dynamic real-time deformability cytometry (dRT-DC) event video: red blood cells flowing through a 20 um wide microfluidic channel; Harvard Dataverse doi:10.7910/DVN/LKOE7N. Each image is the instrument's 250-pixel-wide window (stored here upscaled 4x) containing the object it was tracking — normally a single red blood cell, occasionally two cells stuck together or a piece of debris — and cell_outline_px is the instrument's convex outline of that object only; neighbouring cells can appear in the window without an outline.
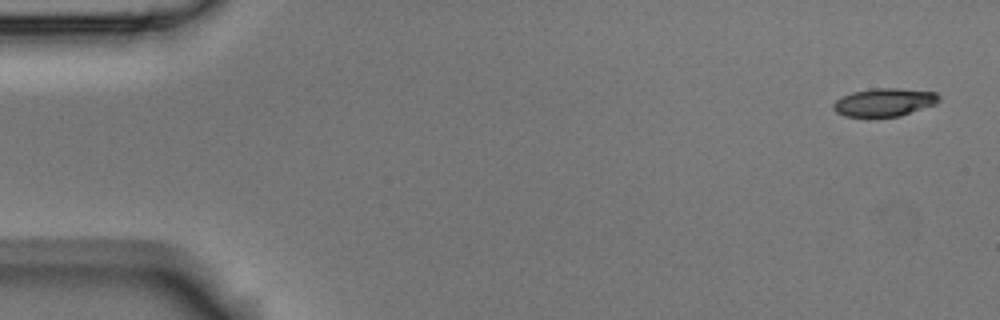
{"species": "Egyptian fruit bat (a non-hibernating species)", "species_latin": "Rousettus aegyptiacus", "temperature_condition": "room temperature", "stored_images_in_passage": 5, "camera_frame_rate_fps": 3000, "um_per_image_px": 0.085, "animal": {"sex": "male"}, "frame": {"image": 1, "passage_image": 1, "time_ms": 0.0, "image_size_px": [1000, 320], "cell_outline_px": [[940, 100], [936, 104], [900, 116], [844, 116], [836, 112], [832, 108], [832, 104], [836, 100], [852, 92], [872, 88], [900, 88], [936, 92], [940, 96]], "centroid_in_image_um": [75.18, 8.68], "position_along_channel_um": 9.8, "area_um2": 17.28}}
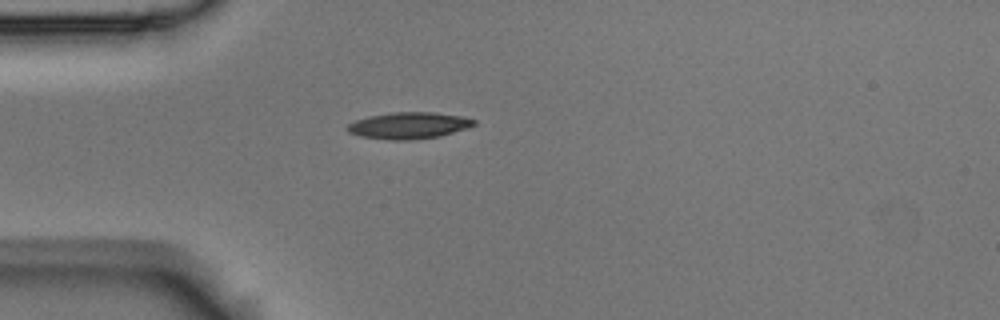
{"frame": {"image": 2, "passage_image": 5, "time_ms": 1.333, "image_size_px": [1000, 320], "cell_outline_px": [[476, 124], [468, 128], [440, 136], [412, 140], [392, 140], [360, 136], [348, 132], [348, 124], [356, 120], [372, 116], [396, 112], [432, 112], [464, 116], [476, 120]], "centroid_in_image_um": [34.81, 10.67], "position_along_channel_um": 50.2, "area_um2": 19.48}}